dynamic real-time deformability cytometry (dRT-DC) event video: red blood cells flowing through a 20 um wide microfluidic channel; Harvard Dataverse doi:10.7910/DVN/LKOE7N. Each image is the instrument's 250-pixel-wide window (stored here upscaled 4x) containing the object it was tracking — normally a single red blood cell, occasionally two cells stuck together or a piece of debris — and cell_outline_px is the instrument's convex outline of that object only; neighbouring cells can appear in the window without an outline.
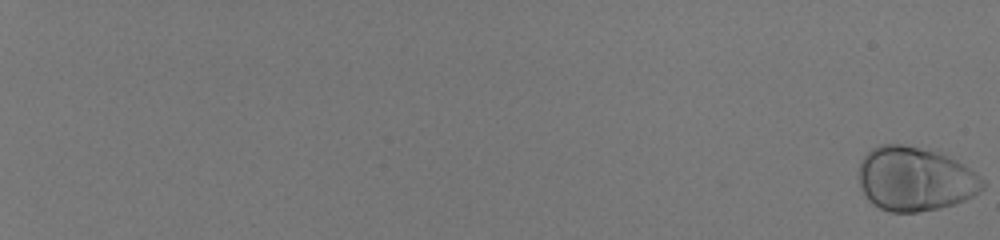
{"species": "human", "species_latin": "Homo sapiens", "temperature_condition": "room temperature", "stored_images_in_passage": 59, "camera_frame_rate_fps": 3000, "um_per_image_px": 0.085, "donor": {"sex": "male"}, "frame": {"image": 1, "passage_image": 1, "time_ms": 0.0, "image_size_px": [1000, 240], "cell_outline_px": [[984, 188], [980, 192], [956, 204], [940, 208], [916, 212], [888, 212], [872, 204], [868, 200], [860, 188], [860, 164], [864, 156], [872, 148], [880, 144], [904, 144], [936, 152], [956, 160], [964, 164], [980, 176], [984, 180]], "centroid_in_image_um": [77.79, 15.22], "position_along_channel_um": 7.2, "area_um2": 46.3}}
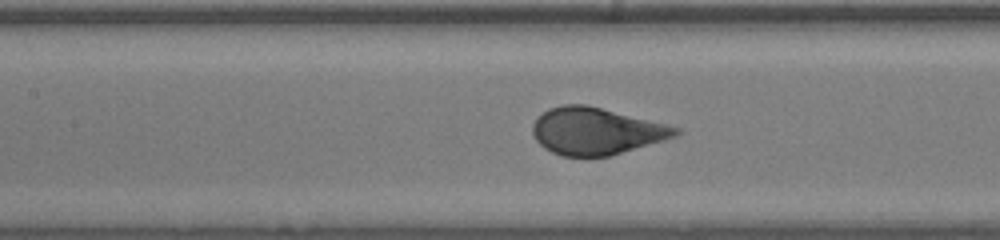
{"frame": {"image": 2, "passage_image": 35, "time_ms": 11.333, "image_size_px": [1000, 240], "cell_outline_px": [[680, 132], [676, 136], [664, 140], [608, 156], [560, 156], [544, 148], [536, 140], [532, 132], [532, 124], [536, 116], [548, 108], [564, 104], [588, 104], [680, 128]], "centroid_in_image_um": [50.61, 11.13], "position_along_channel_um": 156.8, "area_um2": 39.07}}
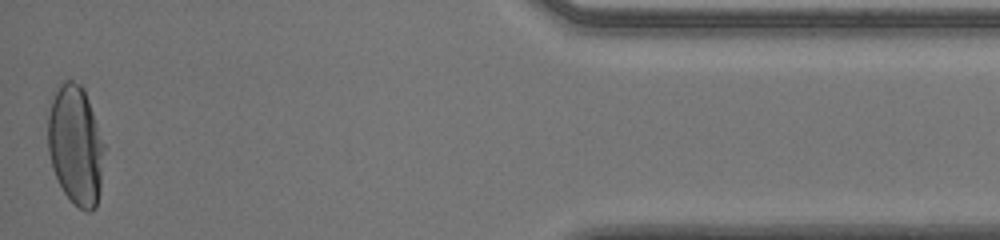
{"frame": {"image": 3, "passage_image": 59, "time_ms": 19.333, "image_size_px": [1000, 240], "cell_outline_px": [[104, 148], [100, 188], [96, 208], [92, 212], [84, 212], [72, 204], [64, 192], [52, 168], [48, 152], [48, 116], [52, 100], [60, 84], [64, 80], [72, 80], [80, 84], [84, 88], [104, 144]], "centroid_in_image_um": [6.42, 12.39], "position_along_channel_um": 428.8, "area_um2": 39.19}, "authors_computed_cell_mechanics": {"area_um2": 41.2114, "velocity_mm_per_s": 4.012, "shape_relaxation_time_tau1_ms": 2.4543, "shape_relaxation_time_tau2_ms": null, "deformation_change_tau1": 0.1601, "deformation_change_tau2": null}}